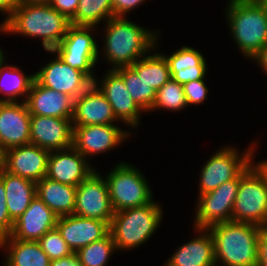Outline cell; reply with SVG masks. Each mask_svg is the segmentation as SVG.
Segmentation results:
<instances>
[{
    "label": "cell",
    "instance_id": "cell-1",
    "mask_svg": "<svg viewBox=\"0 0 267 266\" xmlns=\"http://www.w3.org/2000/svg\"><path fill=\"white\" fill-rule=\"evenodd\" d=\"M70 20L49 4L20 5L0 24V31L38 37L44 50H53L67 34Z\"/></svg>",
    "mask_w": 267,
    "mask_h": 266
},
{
    "label": "cell",
    "instance_id": "cell-2",
    "mask_svg": "<svg viewBox=\"0 0 267 266\" xmlns=\"http://www.w3.org/2000/svg\"><path fill=\"white\" fill-rule=\"evenodd\" d=\"M105 23L103 56L108 64L112 63L111 69L131 66L157 47L158 32L147 30L126 17H112Z\"/></svg>",
    "mask_w": 267,
    "mask_h": 266
},
{
    "label": "cell",
    "instance_id": "cell-3",
    "mask_svg": "<svg viewBox=\"0 0 267 266\" xmlns=\"http://www.w3.org/2000/svg\"><path fill=\"white\" fill-rule=\"evenodd\" d=\"M215 261L221 266H257L258 238L263 229L243 222H224L210 226Z\"/></svg>",
    "mask_w": 267,
    "mask_h": 266
},
{
    "label": "cell",
    "instance_id": "cell-4",
    "mask_svg": "<svg viewBox=\"0 0 267 266\" xmlns=\"http://www.w3.org/2000/svg\"><path fill=\"white\" fill-rule=\"evenodd\" d=\"M226 19L242 54L252 59L267 43V16L257 0H230Z\"/></svg>",
    "mask_w": 267,
    "mask_h": 266
},
{
    "label": "cell",
    "instance_id": "cell-5",
    "mask_svg": "<svg viewBox=\"0 0 267 266\" xmlns=\"http://www.w3.org/2000/svg\"><path fill=\"white\" fill-rule=\"evenodd\" d=\"M162 208L152 201L131 209L114 212L109 233L116 250H131L145 243L155 233L163 218Z\"/></svg>",
    "mask_w": 267,
    "mask_h": 266
},
{
    "label": "cell",
    "instance_id": "cell-6",
    "mask_svg": "<svg viewBox=\"0 0 267 266\" xmlns=\"http://www.w3.org/2000/svg\"><path fill=\"white\" fill-rule=\"evenodd\" d=\"M106 176L114 212L142 206L153 201L152 189L148 186L145 176L134 166L119 162Z\"/></svg>",
    "mask_w": 267,
    "mask_h": 266
},
{
    "label": "cell",
    "instance_id": "cell-7",
    "mask_svg": "<svg viewBox=\"0 0 267 266\" xmlns=\"http://www.w3.org/2000/svg\"><path fill=\"white\" fill-rule=\"evenodd\" d=\"M231 221L267 228V185L251 165L240 174Z\"/></svg>",
    "mask_w": 267,
    "mask_h": 266
},
{
    "label": "cell",
    "instance_id": "cell-8",
    "mask_svg": "<svg viewBox=\"0 0 267 266\" xmlns=\"http://www.w3.org/2000/svg\"><path fill=\"white\" fill-rule=\"evenodd\" d=\"M94 28L71 25L61 43L53 50H46L58 55L65 64L84 72L93 82L96 78L92 69L100 54L97 42L92 36Z\"/></svg>",
    "mask_w": 267,
    "mask_h": 266
},
{
    "label": "cell",
    "instance_id": "cell-9",
    "mask_svg": "<svg viewBox=\"0 0 267 266\" xmlns=\"http://www.w3.org/2000/svg\"><path fill=\"white\" fill-rule=\"evenodd\" d=\"M235 147L221 148L201 169L199 195L208 193L221 184L237 178L249 165L251 147L242 155Z\"/></svg>",
    "mask_w": 267,
    "mask_h": 266
},
{
    "label": "cell",
    "instance_id": "cell-10",
    "mask_svg": "<svg viewBox=\"0 0 267 266\" xmlns=\"http://www.w3.org/2000/svg\"><path fill=\"white\" fill-rule=\"evenodd\" d=\"M239 181L240 175L213 191L198 196L195 228L208 229L215 224L231 221Z\"/></svg>",
    "mask_w": 267,
    "mask_h": 266
},
{
    "label": "cell",
    "instance_id": "cell-11",
    "mask_svg": "<svg viewBox=\"0 0 267 266\" xmlns=\"http://www.w3.org/2000/svg\"><path fill=\"white\" fill-rule=\"evenodd\" d=\"M74 215L111 223L114 211L108 186L96 170L76 187Z\"/></svg>",
    "mask_w": 267,
    "mask_h": 266
},
{
    "label": "cell",
    "instance_id": "cell-12",
    "mask_svg": "<svg viewBox=\"0 0 267 266\" xmlns=\"http://www.w3.org/2000/svg\"><path fill=\"white\" fill-rule=\"evenodd\" d=\"M35 79L41 85L66 93L73 99L93 83L84 72L65 64L58 55L35 73Z\"/></svg>",
    "mask_w": 267,
    "mask_h": 266
},
{
    "label": "cell",
    "instance_id": "cell-13",
    "mask_svg": "<svg viewBox=\"0 0 267 266\" xmlns=\"http://www.w3.org/2000/svg\"><path fill=\"white\" fill-rule=\"evenodd\" d=\"M30 143L50 152L72 147V118L31 115Z\"/></svg>",
    "mask_w": 267,
    "mask_h": 266
},
{
    "label": "cell",
    "instance_id": "cell-14",
    "mask_svg": "<svg viewBox=\"0 0 267 266\" xmlns=\"http://www.w3.org/2000/svg\"><path fill=\"white\" fill-rule=\"evenodd\" d=\"M129 134L116 124L76 126L73 127L72 146L84 157H88L121 145Z\"/></svg>",
    "mask_w": 267,
    "mask_h": 266
},
{
    "label": "cell",
    "instance_id": "cell-15",
    "mask_svg": "<svg viewBox=\"0 0 267 266\" xmlns=\"http://www.w3.org/2000/svg\"><path fill=\"white\" fill-rule=\"evenodd\" d=\"M50 151L29 143L4 151L3 168L35 183L46 177Z\"/></svg>",
    "mask_w": 267,
    "mask_h": 266
},
{
    "label": "cell",
    "instance_id": "cell-16",
    "mask_svg": "<svg viewBox=\"0 0 267 266\" xmlns=\"http://www.w3.org/2000/svg\"><path fill=\"white\" fill-rule=\"evenodd\" d=\"M30 119L25 101L0 102V148L3 152L30 143Z\"/></svg>",
    "mask_w": 267,
    "mask_h": 266
},
{
    "label": "cell",
    "instance_id": "cell-17",
    "mask_svg": "<svg viewBox=\"0 0 267 266\" xmlns=\"http://www.w3.org/2000/svg\"><path fill=\"white\" fill-rule=\"evenodd\" d=\"M103 80H94V84L111 104L115 117L126 125L136 128L139 125L140 113L144 112L129 94L122 77L109 69ZM100 86H99V85Z\"/></svg>",
    "mask_w": 267,
    "mask_h": 266
},
{
    "label": "cell",
    "instance_id": "cell-18",
    "mask_svg": "<svg viewBox=\"0 0 267 266\" xmlns=\"http://www.w3.org/2000/svg\"><path fill=\"white\" fill-rule=\"evenodd\" d=\"M96 169L73 146L50 152L46 177L72 186H78Z\"/></svg>",
    "mask_w": 267,
    "mask_h": 266
},
{
    "label": "cell",
    "instance_id": "cell-19",
    "mask_svg": "<svg viewBox=\"0 0 267 266\" xmlns=\"http://www.w3.org/2000/svg\"><path fill=\"white\" fill-rule=\"evenodd\" d=\"M116 120L118 121L111 104L94 83L74 99L73 127L110 125L114 124Z\"/></svg>",
    "mask_w": 267,
    "mask_h": 266
},
{
    "label": "cell",
    "instance_id": "cell-20",
    "mask_svg": "<svg viewBox=\"0 0 267 266\" xmlns=\"http://www.w3.org/2000/svg\"><path fill=\"white\" fill-rule=\"evenodd\" d=\"M56 228L73 252L109 234L107 222L74 214L58 217Z\"/></svg>",
    "mask_w": 267,
    "mask_h": 266
},
{
    "label": "cell",
    "instance_id": "cell-21",
    "mask_svg": "<svg viewBox=\"0 0 267 266\" xmlns=\"http://www.w3.org/2000/svg\"><path fill=\"white\" fill-rule=\"evenodd\" d=\"M56 215L37 195L29 207L14 222L11 237L23 241H38L46 232L56 227Z\"/></svg>",
    "mask_w": 267,
    "mask_h": 266
},
{
    "label": "cell",
    "instance_id": "cell-22",
    "mask_svg": "<svg viewBox=\"0 0 267 266\" xmlns=\"http://www.w3.org/2000/svg\"><path fill=\"white\" fill-rule=\"evenodd\" d=\"M29 113L38 116L72 118L74 99L66 93L41 85L34 79L28 97L24 100Z\"/></svg>",
    "mask_w": 267,
    "mask_h": 266
},
{
    "label": "cell",
    "instance_id": "cell-23",
    "mask_svg": "<svg viewBox=\"0 0 267 266\" xmlns=\"http://www.w3.org/2000/svg\"><path fill=\"white\" fill-rule=\"evenodd\" d=\"M196 230L203 235L200 234L178 247L164 266H216L211 232L207 228H196Z\"/></svg>",
    "mask_w": 267,
    "mask_h": 266
},
{
    "label": "cell",
    "instance_id": "cell-24",
    "mask_svg": "<svg viewBox=\"0 0 267 266\" xmlns=\"http://www.w3.org/2000/svg\"><path fill=\"white\" fill-rule=\"evenodd\" d=\"M166 58L170 75L173 80L184 85L185 83L205 79L207 64L202 53L189 46H182Z\"/></svg>",
    "mask_w": 267,
    "mask_h": 266
},
{
    "label": "cell",
    "instance_id": "cell-25",
    "mask_svg": "<svg viewBox=\"0 0 267 266\" xmlns=\"http://www.w3.org/2000/svg\"><path fill=\"white\" fill-rule=\"evenodd\" d=\"M0 176L6 193V205L11 217L15 222L29 207L36 196V183L18 175L0 170Z\"/></svg>",
    "mask_w": 267,
    "mask_h": 266
},
{
    "label": "cell",
    "instance_id": "cell-26",
    "mask_svg": "<svg viewBox=\"0 0 267 266\" xmlns=\"http://www.w3.org/2000/svg\"><path fill=\"white\" fill-rule=\"evenodd\" d=\"M36 195L59 217L74 214L76 186L44 177L36 183Z\"/></svg>",
    "mask_w": 267,
    "mask_h": 266
},
{
    "label": "cell",
    "instance_id": "cell-27",
    "mask_svg": "<svg viewBox=\"0 0 267 266\" xmlns=\"http://www.w3.org/2000/svg\"><path fill=\"white\" fill-rule=\"evenodd\" d=\"M8 250L5 266H50L51 259L38 241H23L11 236L0 239V248Z\"/></svg>",
    "mask_w": 267,
    "mask_h": 266
},
{
    "label": "cell",
    "instance_id": "cell-28",
    "mask_svg": "<svg viewBox=\"0 0 267 266\" xmlns=\"http://www.w3.org/2000/svg\"><path fill=\"white\" fill-rule=\"evenodd\" d=\"M35 74L25 75L20 68L12 65L0 66V94L6 98H0V102H17L20 96L28 97Z\"/></svg>",
    "mask_w": 267,
    "mask_h": 266
},
{
    "label": "cell",
    "instance_id": "cell-29",
    "mask_svg": "<svg viewBox=\"0 0 267 266\" xmlns=\"http://www.w3.org/2000/svg\"><path fill=\"white\" fill-rule=\"evenodd\" d=\"M135 61L131 67L155 91L160 89L170 78L169 65L163 54H151Z\"/></svg>",
    "mask_w": 267,
    "mask_h": 266
},
{
    "label": "cell",
    "instance_id": "cell-30",
    "mask_svg": "<svg viewBox=\"0 0 267 266\" xmlns=\"http://www.w3.org/2000/svg\"><path fill=\"white\" fill-rule=\"evenodd\" d=\"M113 16L111 0H79L71 25L96 27L100 21H107Z\"/></svg>",
    "mask_w": 267,
    "mask_h": 266
},
{
    "label": "cell",
    "instance_id": "cell-31",
    "mask_svg": "<svg viewBox=\"0 0 267 266\" xmlns=\"http://www.w3.org/2000/svg\"><path fill=\"white\" fill-rule=\"evenodd\" d=\"M114 70L122 77L129 94L137 105L144 112L150 111L156 91L131 66H122Z\"/></svg>",
    "mask_w": 267,
    "mask_h": 266
},
{
    "label": "cell",
    "instance_id": "cell-32",
    "mask_svg": "<svg viewBox=\"0 0 267 266\" xmlns=\"http://www.w3.org/2000/svg\"><path fill=\"white\" fill-rule=\"evenodd\" d=\"M187 106L183 85L170 78L156 91L154 104L150 111L155 109L178 111L183 110Z\"/></svg>",
    "mask_w": 267,
    "mask_h": 266
},
{
    "label": "cell",
    "instance_id": "cell-33",
    "mask_svg": "<svg viewBox=\"0 0 267 266\" xmlns=\"http://www.w3.org/2000/svg\"><path fill=\"white\" fill-rule=\"evenodd\" d=\"M115 251V243L109 233L103 239L80 248L76 253L83 266H105Z\"/></svg>",
    "mask_w": 267,
    "mask_h": 266
},
{
    "label": "cell",
    "instance_id": "cell-34",
    "mask_svg": "<svg viewBox=\"0 0 267 266\" xmlns=\"http://www.w3.org/2000/svg\"><path fill=\"white\" fill-rule=\"evenodd\" d=\"M38 243L51 260L63 258L73 253L56 227L46 232L38 240Z\"/></svg>",
    "mask_w": 267,
    "mask_h": 266
},
{
    "label": "cell",
    "instance_id": "cell-35",
    "mask_svg": "<svg viewBox=\"0 0 267 266\" xmlns=\"http://www.w3.org/2000/svg\"><path fill=\"white\" fill-rule=\"evenodd\" d=\"M204 79L194 80L183 85L187 105L202 104L207 98L208 88Z\"/></svg>",
    "mask_w": 267,
    "mask_h": 266
},
{
    "label": "cell",
    "instance_id": "cell-36",
    "mask_svg": "<svg viewBox=\"0 0 267 266\" xmlns=\"http://www.w3.org/2000/svg\"><path fill=\"white\" fill-rule=\"evenodd\" d=\"M13 227L14 222L11 220L7 209L5 188L2 177L0 176V239L10 236Z\"/></svg>",
    "mask_w": 267,
    "mask_h": 266
},
{
    "label": "cell",
    "instance_id": "cell-37",
    "mask_svg": "<svg viewBox=\"0 0 267 266\" xmlns=\"http://www.w3.org/2000/svg\"><path fill=\"white\" fill-rule=\"evenodd\" d=\"M79 0H50L49 5L71 20L76 13Z\"/></svg>",
    "mask_w": 267,
    "mask_h": 266
},
{
    "label": "cell",
    "instance_id": "cell-38",
    "mask_svg": "<svg viewBox=\"0 0 267 266\" xmlns=\"http://www.w3.org/2000/svg\"><path fill=\"white\" fill-rule=\"evenodd\" d=\"M114 17H125L134 8L144 3L145 0H111Z\"/></svg>",
    "mask_w": 267,
    "mask_h": 266
},
{
    "label": "cell",
    "instance_id": "cell-39",
    "mask_svg": "<svg viewBox=\"0 0 267 266\" xmlns=\"http://www.w3.org/2000/svg\"><path fill=\"white\" fill-rule=\"evenodd\" d=\"M267 266V228H263L258 238V265Z\"/></svg>",
    "mask_w": 267,
    "mask_h": 266
},
{
    "label": "cell",
    "instance_id": "cell-40",
    "mask_svg": "<svg viewBox=\"0 0 267 266\" xmlns=\"http://www.w3.org/2000/svg\"><path fill=\"white\" fill-rule=\"evenodd\" d=\"M50 266H83V265L80 261L78 254L76 252H73L69 256L51 260Z\"/></svg>",
    "mask_w": 267,
    "mask_h": 266
},
{
    "label": "cell",
    "instance_id": "cell-41",
    "mask_svg": "<svg viewBox=\"0 0 267 266\" xmlns=\"http://www.w3.org/2000/svg\"><path fill=\"white\" fill-rule=\"evenodd\" d=\"M255 146H256L255 144L253 146V143L250 146L251 147L250 165L257 172V174L263 179L265 184L267 185V159L266 160H262L259 163H255V164L252 162L253 161L252 159L254 158L253 157L254 151H256V150H254Z\"/></svg>",
    "mask_w": 267,
    "mask_h": 266
},
{
    "label": "cell",
    "instance_id": "cell-42",
    "mask_svg": "<svg viewBox=\"0 0 267 266\" xmlns=\"http://www.w3.org/2000/svg\"><path fill=\"white\" fill-rule=\"evenodd\" d=\"M19 6L18 0H0V12L7 13L6 19Z\"/></svg>",
    "mask_w": 267,
    "mask_h": 266
},
{
    "label": "cell",
    "instance_id": "cell-43",
    "mask_svg": "<svg viewBox=\"0 0 267 266\" xmlns=\"http://www.w3.org/2000/svg\"><path fill=\"white\" fill-rule=\"evenodd\" d=\"M258 62L260 67L264 69L267 74V43L261 48V50L252 58V61Z\"/></svg>",
    "mask_w": 267,
    "mask_h": 266
},
{
    "label": "cell",
    "instance_id": "cell-44",
    "mask_svg": "<svg viewBox=\"0 0 267 266\" xmlns=\"http://www.w3.org/2000/svg\"><path fill=\"white\" fill-rule=\"evenodd\" d=\"M50 0H18L20 5L48 4Z\"/></svg>",
    "mask_w": 267,
    "mask_h": 266
},
{
    "label": "cell",
    "instance_id": "cell-45",
    "mask_svg": "<svg viewBox=\"0 0 267 266\" xmlns=\"http://www.w3.org/2000/svg\"><path fill=\"white\" fill-rule=\"evenodd\" d=\"M264 8L266 16H267V0H257Z\"/></svg>",
    "mask_w": 267,
    "mask_h": 266
},
{
    "label": "cell",
    "instance_id": "cell-46",
    "mask_svg": "<svg viewBox=\"0 0 267 266\" xmlns=\"http://www.w3.org/2000/svg\"><path fill=\"white\" fill-rule=\"evenodd\" d=\"M5 55H4V51L3 50H1V48H0V66L3 64V63H5Z\"/></svg>",
    "mask_w": 267,
    "mask_h": 266
},
{
    "label": "cell",
    "instance_id": "cell-47",
    "mask_svg": "<svg viewBox=\"0 0 267 266\" xmlns=\"http://www.w3.org/2000/svg\"><path fill=\"white\" fill-rule=\"evenodd\" d=\"M3 158H4V152L0 148V170L3 168Z\"/></svg>",
    "mask_w": 267,
    "mask_h": 266
}]
</instances>
